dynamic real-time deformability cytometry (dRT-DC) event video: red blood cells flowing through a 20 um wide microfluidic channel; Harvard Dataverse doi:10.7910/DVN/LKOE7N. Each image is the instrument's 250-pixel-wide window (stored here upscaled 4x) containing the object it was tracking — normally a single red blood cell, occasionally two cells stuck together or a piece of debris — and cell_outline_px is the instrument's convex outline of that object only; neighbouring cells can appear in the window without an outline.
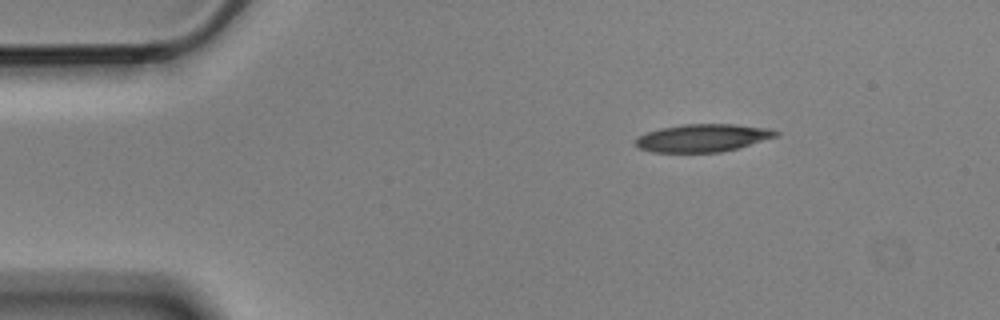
{"species": "Egyptian fruit bat (a non-hibernating species)", "species_latin": "Rousettus aegyptiacus", "temperature_condition": "cold", "stored_images_in_passage": 3, "camera_frame_rate_fps": 3000, "um_per_image_px": 0.085, "animal": {"sex": "male"}, "frame": {"image": 1, "passage_image": 1, "time_ms": 0.0, "image_size_px": [1000, 320], "cell_outline_px": [[780, 132], [776, 136], [736, 148], [720, 152], [652, 152], [636, 148], [636, 140], [640, 136], [648, 132], [660, 128], [684, 124], [736, 124], [772, 128]], "centroid_in_image_um": [59.73, 11.71], "position_along_channel_um": 25.3, "area_um2": 22.54}}